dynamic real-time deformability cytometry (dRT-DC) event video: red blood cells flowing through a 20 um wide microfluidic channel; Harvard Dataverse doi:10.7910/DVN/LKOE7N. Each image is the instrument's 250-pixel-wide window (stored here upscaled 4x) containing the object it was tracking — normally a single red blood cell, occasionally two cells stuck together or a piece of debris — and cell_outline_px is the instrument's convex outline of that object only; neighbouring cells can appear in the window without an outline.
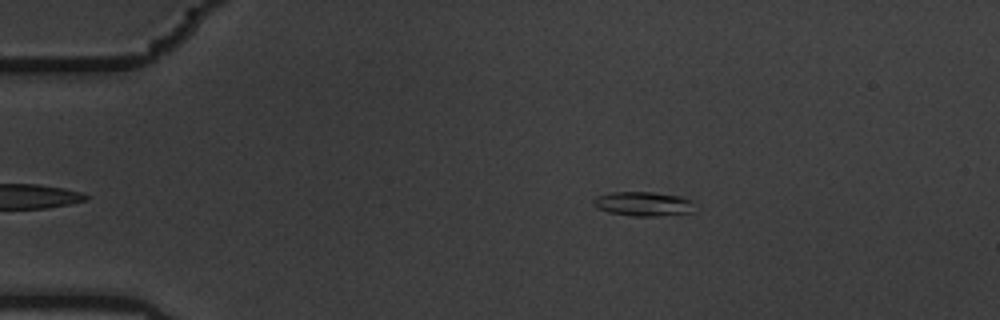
{"species": "common noctule bat (a hibernating species)", "species_latin": "Nyctalus noctula", "temperature_condition": "warm", "stored_images_in_passage": 50, "camera_frame_rate_fps": 3000, "um_per_image_px": 0.085, "animal": {"sex": "male", "body_mass_g": 19.5, "forearm_length_mm": 54.6}, "frame": {"image": 1, "passage_image": 4, "time_ms": 1.0, "image_size_px": [1000, 320], "cell_outline_px": [[692, 212], [656, 216], [632, 216], [608, 212], [596, 208], [592, 204], [592, 200], [596, 196], [612, 192], [652, 192], [680, 196], [692, 200]], "centroid_in_image_um": [54.61, 17.32], "position_along_channel_um": 30.4, "area_um2": 14.33}}
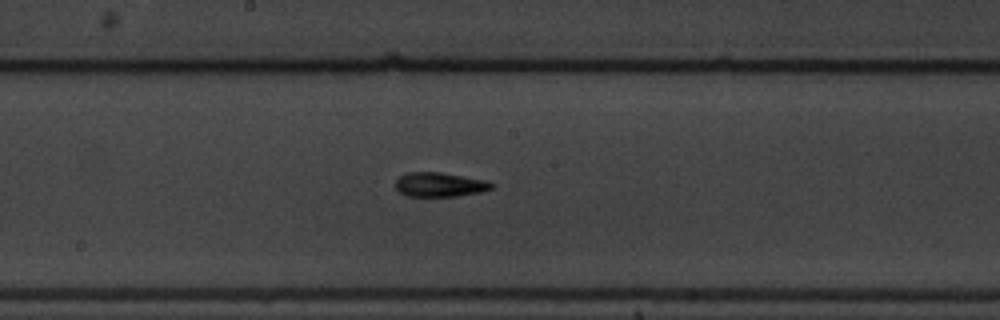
{"frame": {"image": 2, "passage_image": 24, "time_ms": 7.667, "image_size_px": [1000, 320], "cell_outline_px": [[496, 184], [492, 188], [480, 192], [456, 196], [408, 196], [400, 192], [396, 188], [396, 180], [400, 176], [408, 172], [440, 172], [488, 180]], "centroid_in_image_um": [37.41, 15.68], "position_along_channel_um": 210.8, "area_um2": 13.64}}
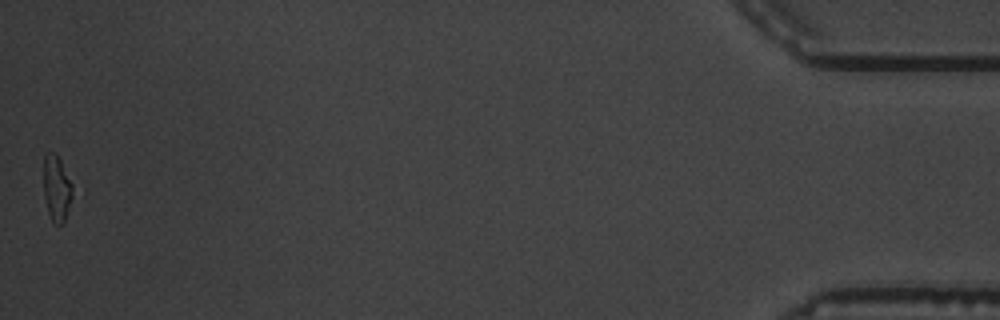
{"frame": {"image": 3, "passage_image": 50, "time_ms": 16.333, "image_size_px": [1000, 320], "cell_outline_px": [[72, 196], [64, 224], [56, 224], [52, 220], [48, 212], [44, 196], [44, 156], [48, 152], [56, 152], [72, 184]], "centroid_in_image_um": [4.81, 16.01], "position_along_channel_um": 430.4, "area_um2": 10.98}, "authors_computed_cell_mechanics": {"area_um2": 13.0917, "velocity_mm_per_s": 3.5856, "shape_relaxation_time_tau1_ms": 4.5205, "shape_relaxation_time_tau2_ms": 4.33, "deformation_change_tau1": 0.1673, "deformation_change_tau2": 0.1414}}